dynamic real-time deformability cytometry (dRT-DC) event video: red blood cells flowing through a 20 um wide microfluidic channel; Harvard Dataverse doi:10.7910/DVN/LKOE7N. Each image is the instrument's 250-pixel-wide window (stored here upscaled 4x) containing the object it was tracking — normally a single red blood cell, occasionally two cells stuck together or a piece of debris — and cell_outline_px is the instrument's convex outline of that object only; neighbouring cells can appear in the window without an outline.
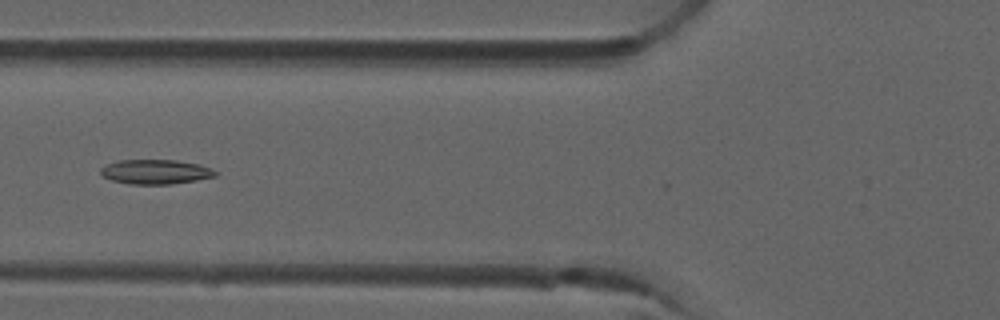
{"species": "common noctule bat (a hibernating species)", "species_latin": "Nyctalus noctula", "temperature_condition": "room temperature", "stored_images_in_passage": 5, "camera_frame_rate_fps": 3000, "um_per_image_px": 0.085, "animal": {"sex": "male", "forearm_length_mm": 52.5}, "frame": {"image": 1, "passage_image": 5, "time_ms": 1.333, "image_size_px": [1000, 320], "cell_outline_px": [[220, 172], [216, 176], [196, 180], [172, 184], [132, 184], [112, 180], [100, 176], [100, 168], [108, 164], [120, 160], [176, 160], [200, 164], [212, 168]], "centroid_in_image_um": [13.26, 14.6], "position_along_channel_um": 112.5, "area_um2": 16.53}}